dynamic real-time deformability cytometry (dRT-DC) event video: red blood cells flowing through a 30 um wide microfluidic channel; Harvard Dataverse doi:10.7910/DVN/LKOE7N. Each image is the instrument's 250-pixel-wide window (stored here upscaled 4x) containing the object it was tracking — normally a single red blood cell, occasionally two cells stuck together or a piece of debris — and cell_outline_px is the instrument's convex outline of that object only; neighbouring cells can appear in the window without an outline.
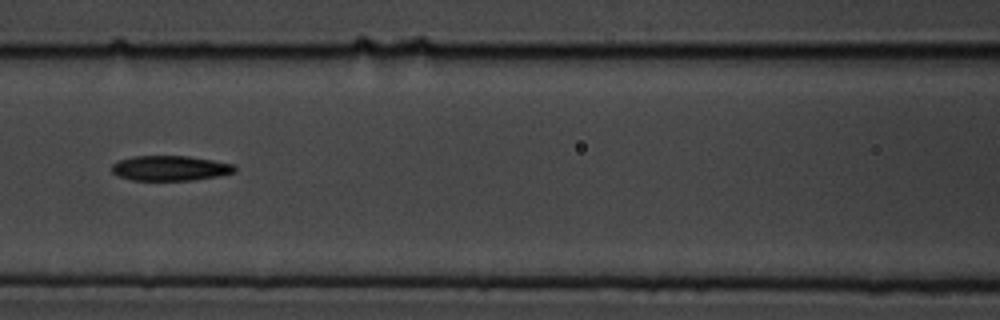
{"species": "common noctule bat (a hibernating species)", "species_latin": "Nyctalus noctula", "temperature_condition": "cold", "stored_images_in_passage": 11, "camera_frame_rate_fps": 3000, "um_per_image_px": 0.085, "animal": {"sex": "male", "body_mass_g": 19.5, "forearm_length_mm": 54.6}, "frame": {"image": 1, "passage_image": 7, "time_ms": 2.0, "image_size_px": [1000, 320], "cell_outline_px": [[236, 172], [220, 176], [192, 180], [132, 180], [120, 176], [112, 172], [112, 164], [116, 160], [132, 156], [188, 156], [236, 164]], "centroid_in_image_um": [14.48, 14.29], "position_along_channel_um": 152.1, "area_um2": 18.09}}
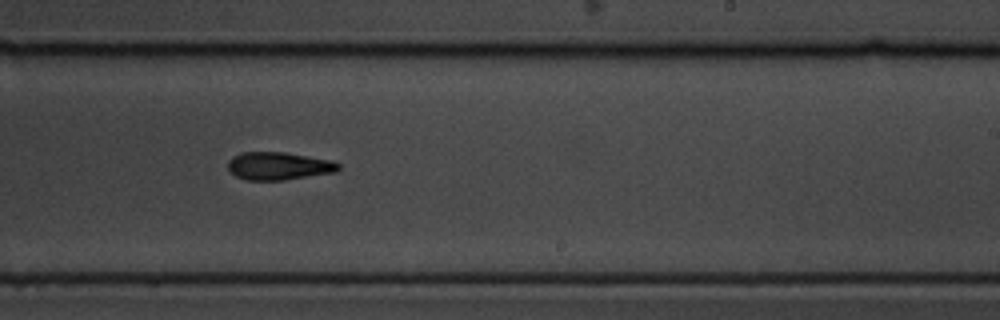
{"frame": {"image": 2, "passage_image": 10, "time_ms": 3.0, "image_size_px": [1000, 320], "cell_outline_px": [[340, 168], [336, 172], [284, 180], [248, 180], [236, 176], [228, 168], [228, 160], [232, 156], [240, 152], [284, 152], [332, 160], [340, 164]], "centroid_in_image_um": [23.69, 14.1], "position_along_channel_um": 265.3, "area_um2": 17.98}}
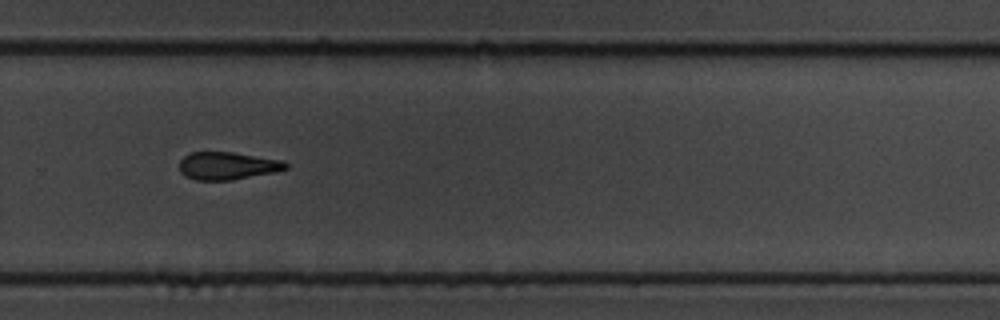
{"frame": {"image": 3, "passage_image": 11, "time_ms": 3.333, "image_size_px": [1000, 320], "cell_outline_px": [[288, 168], [276, 172], [232, 180], [196, 180], [184, 176], [180, 172], [180, 160], [184, 156], [192, 152], [232, 152], [284, 160], [288, 164]], "centroid_in_image_um": [19.35, 14.09], "position_along_channel_um": 310.4, "area_um2": 17.28}}